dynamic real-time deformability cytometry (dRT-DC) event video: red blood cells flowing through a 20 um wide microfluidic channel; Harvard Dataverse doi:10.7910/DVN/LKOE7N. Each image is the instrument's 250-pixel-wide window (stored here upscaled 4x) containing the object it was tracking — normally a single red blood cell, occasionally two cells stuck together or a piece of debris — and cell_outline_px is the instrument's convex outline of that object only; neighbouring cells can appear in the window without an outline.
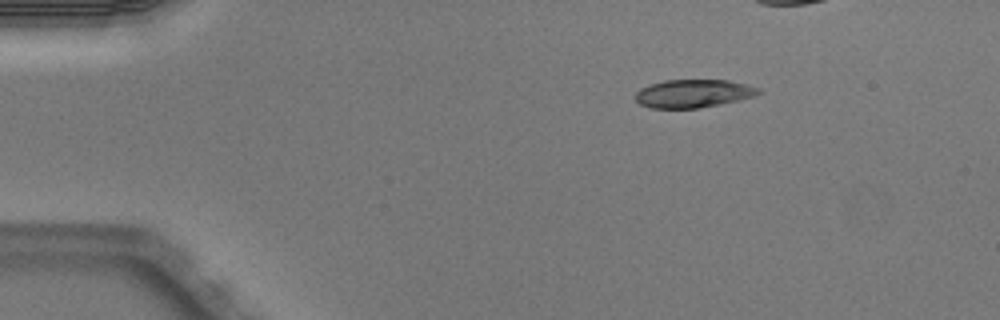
{"species": "Egyptian fruit bat (a non-hibernating species)", "species_latin": "Rousettus aegyptiacus", "temperature_condition": "warm", "stored_images_in_passage": 13, "camera_frame_rate_fps": 3000, "um_per_image_px": 0.085, "animal": {"sex": "male"}, "frame": {"image": 1, "passage_image": 3, "time_ms": 0.667, "image_size_px": [1000, 320], "cell_outline_px": [[764, 92], [756, 96], [740, 100], [700, 108], [652, 108], [640, 104], [636, 100], [636, 92], [640, 88], [648, 84], [664, 80], [728, 80], [760, 88]], "centroid_in_image_um": [58.96, 7.94], "position_along_channel_um": 26.0, "area_um2": 20.35}}
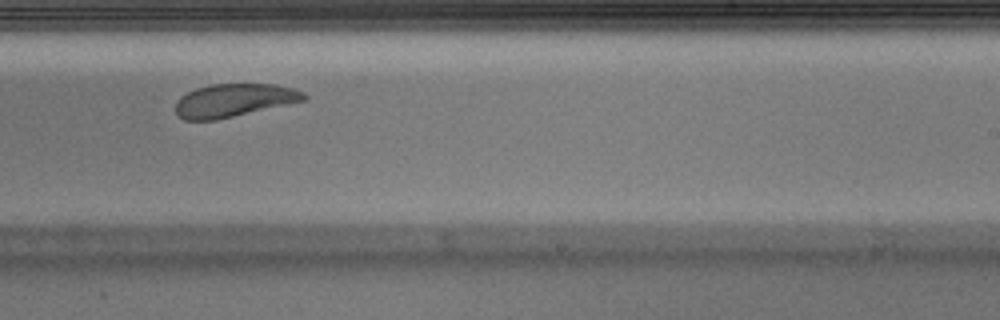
{"frame": {"image": 2, "passage_image": 10, "time_ms": 3.0, "image_size_px": [1000, 320], "cell_outline_px": [[308, 96], [304, 100], [216, 120], [184, 120], [176, 112], [176, 100], [180, 96], [196, 88], [212, 84], [276, 84], [292, 88], [304, 92]], "centroid_in_image_um": [19.86, 8.52], "position_along_channel_um": 269.1, "area_um2": 24.51}}